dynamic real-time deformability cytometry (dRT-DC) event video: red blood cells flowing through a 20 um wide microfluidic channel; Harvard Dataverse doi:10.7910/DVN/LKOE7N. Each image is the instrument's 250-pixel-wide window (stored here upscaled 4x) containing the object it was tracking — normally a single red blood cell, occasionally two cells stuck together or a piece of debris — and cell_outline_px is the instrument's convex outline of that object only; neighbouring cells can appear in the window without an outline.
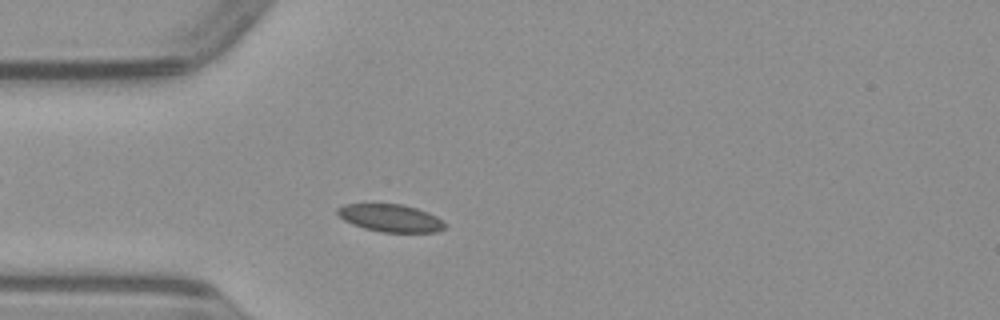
{"species": "common noctule bat (a hibernating species)", "species_latin": "Nyctalus noctula", "temperature_condition": "warm", "stored_images_in_passage": 46, "camera_frame_rate_fps": 3000, "um_per_image_px": 0.085, "animal": {"sex": "male", "body_mass_g": 23.1, "forearm_length_mm": 52.7}, "frame": {"image": 1, "passage_image": 9, "time_ms": 2.667, "image_size_px": [1000, 320], "cell_outline_px": [[448, 224], [444, 228], [436, 232], [380, 232], [364, 228], [352, 224], [344, 220], [336, 212], [336, 208], [344, 204], [404, 204], [428, 212], [444, 220]], "centroid_in_image_um": [33.21, 18.53], "position_along_channel_um": 51.8, "area_um2": 17.4}}
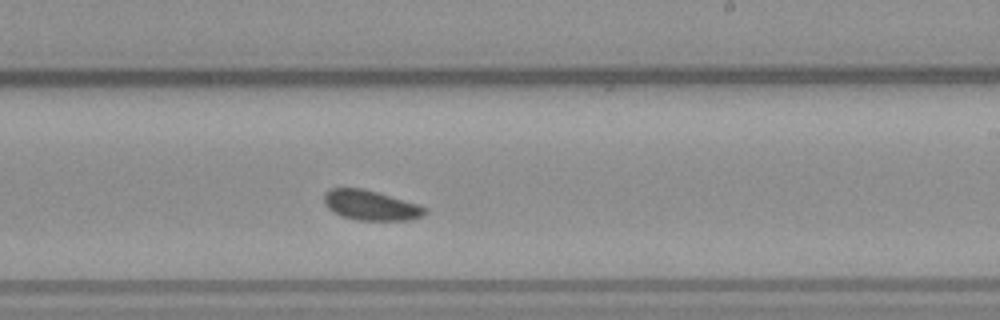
{"frame": {"image": 2, "passage_image": 25, "time_ms": 8.0, "image_size_px": [1000, 320], "cell_outline_px": [[428, 212], [424, 216], [408, 220], [356, 220], [344, 216], [328, 208], [324, 204], [324, 192], [328, 188], [364, 188], [420, 204], [428, 208]], "centroid_in_image_um": [31.56, 17.44], "position_along_channel_um": 257.4, "area_um2": 17.8}}
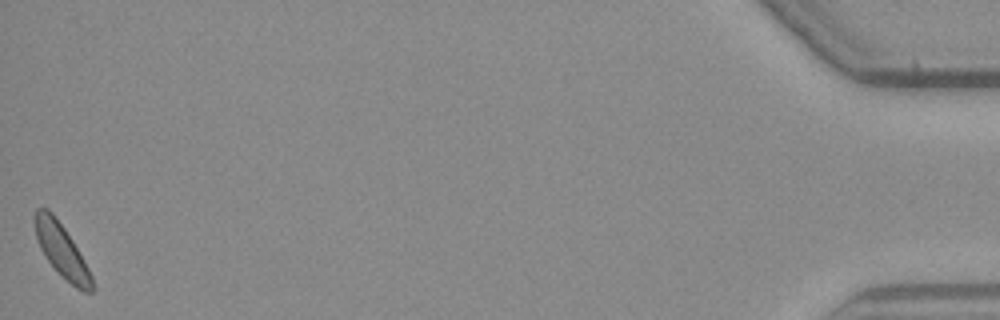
{"frame": {"image": 3, "passage_image": 46, "time_ms": 15.0, "image_size_px": [1000, 320], "cell_outline_px": [[92, 292], [84, 292], [76, 288], [44, 256], [40, 248], [36, 236], [32, 220], [32, 216], [36, 208], [48, 208], [52, 212], [64, 228], [72, 240], [88, 268], [92, 276]], "centroid_in_image_um": [5.18, 21.21], "position_along_channel_um": 430.0, "area_um2": 17.34}}